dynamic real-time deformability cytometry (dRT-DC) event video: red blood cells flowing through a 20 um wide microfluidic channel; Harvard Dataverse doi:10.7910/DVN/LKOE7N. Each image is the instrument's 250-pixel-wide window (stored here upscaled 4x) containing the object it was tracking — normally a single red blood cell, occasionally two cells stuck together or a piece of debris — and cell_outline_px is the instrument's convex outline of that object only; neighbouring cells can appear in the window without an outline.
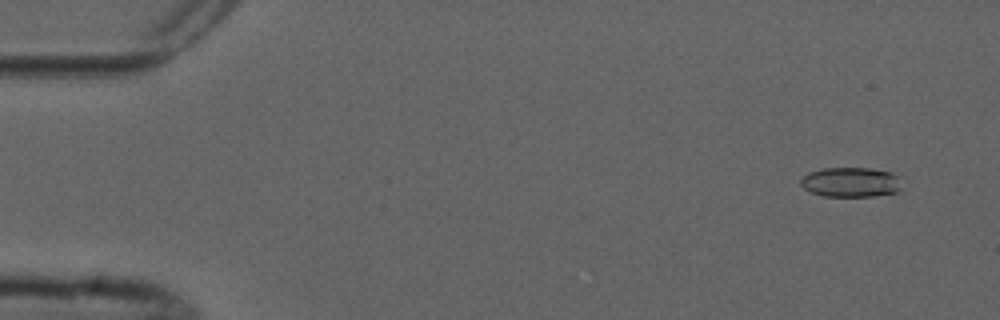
{"species": "common noctule bat (a hibernating species)", "species_latin": "Nyctalus noctula", "temperature_condition": "cold", "stored_images_in_passage": 3, "camera_frame_rate_fps": 3000, "um_per_image_px": 0.085, "animal": {"sex": "male", "forearm_length_mm": 52.5}, "frame": {"image": 1, "passage_image": 2, "time_ms": 1.0, "image_size_px": [1000, 320], "cell_outline_px": [[904, 188], [896, 192], [872, 196], [824, 196], [812, 192], [804, 188], [800, 184], [800, 180], [808, 172], [820, 168], [872, 168], [892, 172], [896, 176]], "centroid_in_image_um": [72.32, 15.47], "position_along_channel_um": 12.7, "area_um2": 17.63}}